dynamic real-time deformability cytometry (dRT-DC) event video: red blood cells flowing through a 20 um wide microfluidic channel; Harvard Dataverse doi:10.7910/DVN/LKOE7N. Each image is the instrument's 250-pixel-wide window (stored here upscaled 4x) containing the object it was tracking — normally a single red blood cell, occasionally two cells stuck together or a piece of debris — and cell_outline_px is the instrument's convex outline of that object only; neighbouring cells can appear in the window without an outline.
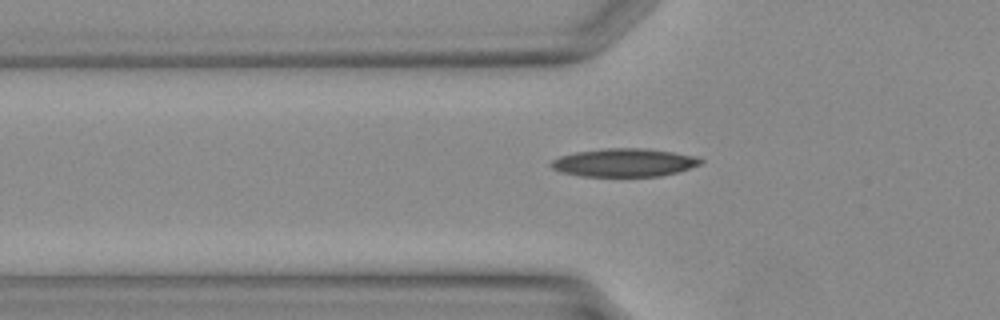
{"species": "Egyptian fruit bat (a non-hibernating species)", "species_latin": "Rousettus aegyptiacus", "temperature_condition": "warm", "stored_images_in_passage": 24, "camera_frame_rate_fps": 3000, "um_per_image_px": 0.085, "animal": {"sex": "female"}, "frame": {"image": 1, "passage_image": 6, "time_ms": 1.667, "image_size_px": [1000, 320], "cell_outline_px": [[704, 160], [700, 164], [692, 168], [660, 176], [580, 176], [560, 172], [552, 168], [548, 164], [552, 160], [560, 156], [576, 152], [604, 148], [644, 148], [672, 152], [692, 156]], "centroid_in_image_um": [53.01, 13.82], "position_along_channel_um": 72.8, "area_um2": 24.51}}
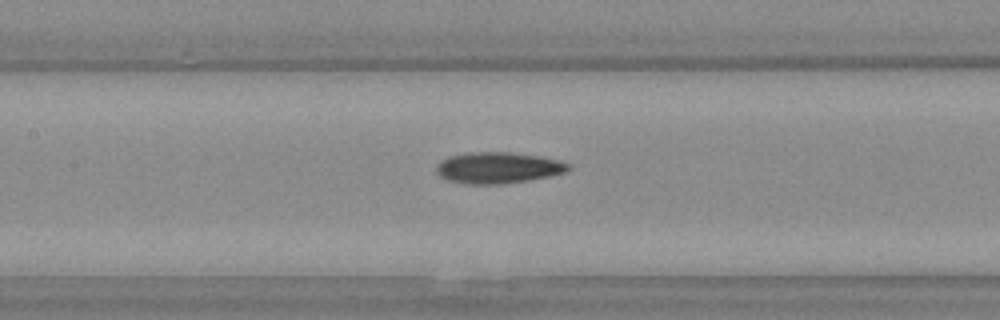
{"frame": {"image": 2, "passage_image": 11, "time_ms": 3.333, "image_size_px": [1000, 320], "cell_outline_px": [[568, 168], [564, 172], [548, 176], [528, 180], [504, 184], [472, 184], [448, 180], [440, 176], [436, 172], [436, 164], [440, 160], [448, 156], [468, 152], [508, 152], [536, 156], [560, 160], [568, 164]], "centroid_in_image_um": [42.26, 14.25], "position_along_channel_um": 165.1, "area_um2": 23.81}}
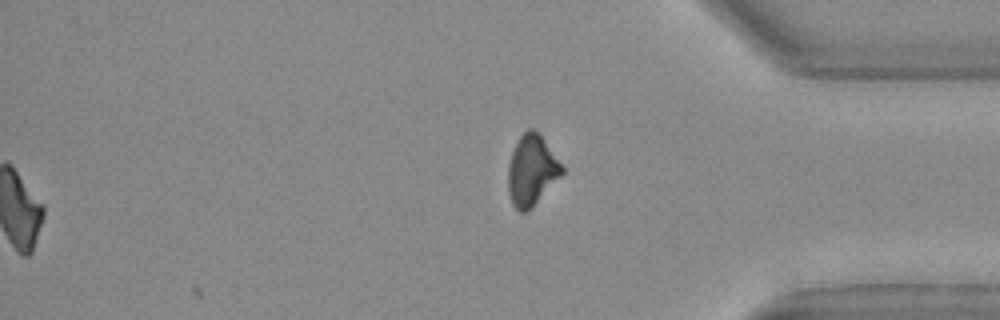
{"frame": {"image": 3, "passage_image": 24, "time_ms": 7.667, "image_size_px": [1000, 320], "cell_outline_px": [[564, 172], [532, 208], [528, 212], [520, 212], [512, 204], [508, 192], [508, 164], [512, 152], [520, 136], [528, 128], [532, 128], [540, 132], [564, 168]], "centroid_in_image_um": [45.19, 14.47], "position_along_channel_um": 390.0, "area_um2": 22.25}}